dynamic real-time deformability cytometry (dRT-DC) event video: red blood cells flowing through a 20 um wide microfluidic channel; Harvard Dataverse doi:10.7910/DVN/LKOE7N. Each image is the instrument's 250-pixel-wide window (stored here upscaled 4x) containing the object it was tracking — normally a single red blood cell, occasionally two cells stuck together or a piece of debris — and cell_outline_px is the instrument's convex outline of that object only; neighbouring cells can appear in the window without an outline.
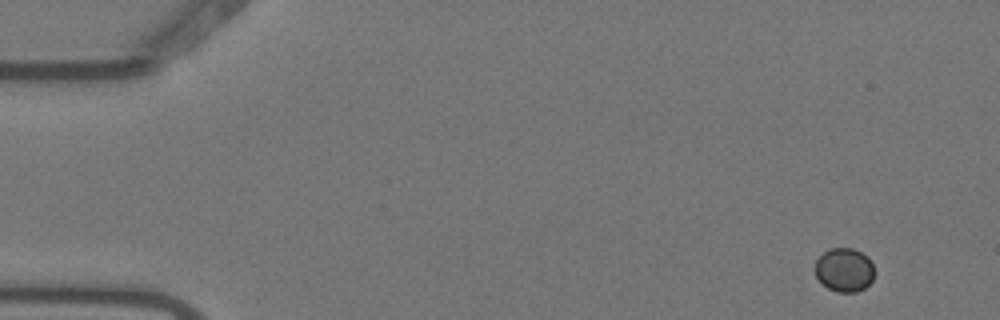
{"species": "Egyptian fruit bat (a non-hibernating species)", "species_latin": "Rousettus aegyptiacus", "temperature_condition": "warm", "stored_images_in_passage": 5, "camera_frame_rate_fps": 3000, "um_per_image_px": 0.085, "animal": {"sex": "female"}, "frame": {"image": 1, "passage_image": 2, "time_ms": 0.333, "image_size_px": [1000, 320], "cell_outline_px": [[872, 280], [864, 288], [856, 292], [836, 292], [828, 288], [816, 276], [816, 260], [824, 252], [832, 248], [852, 248], [868, 256], [872, 264]], "centroid_in_image_um": [71.76, 22.94], "position_along_channel_um": 13.2, "area_um2": 14.85}}